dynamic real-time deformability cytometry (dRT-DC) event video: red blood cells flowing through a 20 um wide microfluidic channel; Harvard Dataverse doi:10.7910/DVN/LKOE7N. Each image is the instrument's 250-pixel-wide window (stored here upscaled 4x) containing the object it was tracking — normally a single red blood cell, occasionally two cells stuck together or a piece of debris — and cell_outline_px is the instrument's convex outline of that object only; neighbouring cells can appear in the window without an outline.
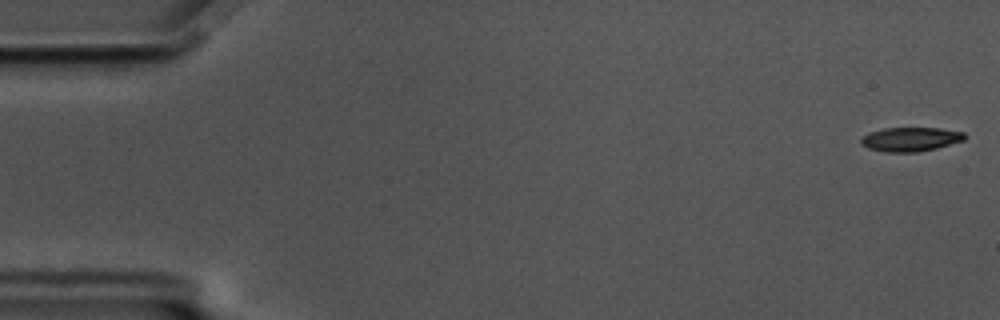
{"species": "common noctule bat (a hibernating species)", "species_latin": "Nyctalus noctula", "temperature_condition": "cold", "stored_images_in_passage": 57, "camera_frame_rate_fps": 3000, "um_per_image_px": 0.085, "animal": {"sex": "male", "body_mass_g": 17.5, "forearm_length_mm": 52.3}, "frame": {"image": 1, "passage_image": 1, "time_ms": 0.0, "image_size_px": [1000, 320], "cell_outline_px": [[964, 140], [936, 148], [916, 152], [884, 152], [868, 148], [860, 144], [860, 140], [868, 132], [884, 128], [940, 128], [964, 132]], "centroid_in_image_um": [77.35, 11.83], "position_along_channel_um": 7.6, "area_um2": 14.51}}
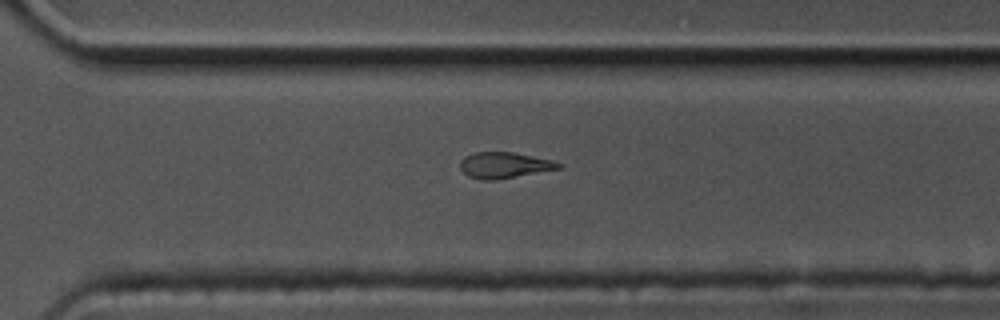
{"frame": {"image": 2, "passage_image": 40, "time_ms": 13.0, "image_size_px": [1000, 320], "cell_outline_px": [[564, 164], [560, 168], [492, 180], [480, 180], [468, 176], [460, 168], [460, 160], [464, 156], [476, 152], [512, 152], [552, 160]], "centroid_in_image_um": [42.82, 14.03], "position_along_channel_um": 327.8, "area_um2": 14.68}}
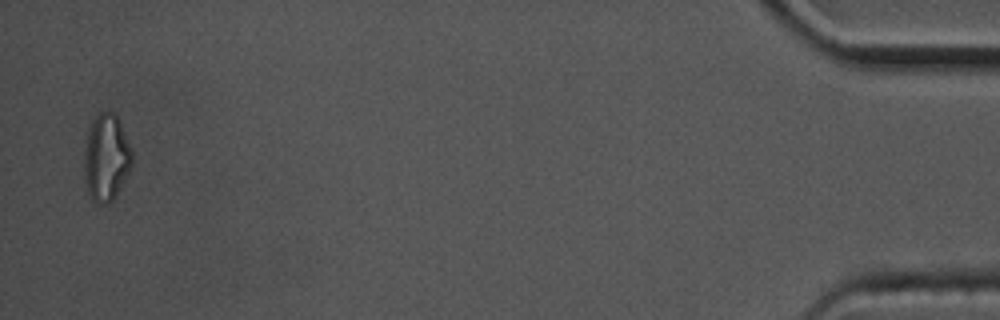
{"frame": {"image": 3, "passage_image": 56, "time_ms": 18.333, "image_size_px": [1000, 320], "cell_outline_px": [[132, 164], [124, 180], [112, 200], [104, 204], [96, 204], [92, 200], [88, 192], [84, 176], [84, 152], [88, 132], [92, 120], [100, 112], [112, 112], [120, 120], [132, 152]], "centroid_in_image_um": [9.02, 13.4], "position_along_channel_um": 426.2, "area_um2": 24.04}, "authors_computed_cell_mechanics": {"area_um2": 15.895, "velocity_mm_per_s": 3.5207, "shape_relaxation_time_tau1_ms": 3.3651, "shape_relaxation_time_tau2_ms": 4.2934, "deformation_change_tau1": 0.1447, "deformation_change_tau2": 0.1217}}